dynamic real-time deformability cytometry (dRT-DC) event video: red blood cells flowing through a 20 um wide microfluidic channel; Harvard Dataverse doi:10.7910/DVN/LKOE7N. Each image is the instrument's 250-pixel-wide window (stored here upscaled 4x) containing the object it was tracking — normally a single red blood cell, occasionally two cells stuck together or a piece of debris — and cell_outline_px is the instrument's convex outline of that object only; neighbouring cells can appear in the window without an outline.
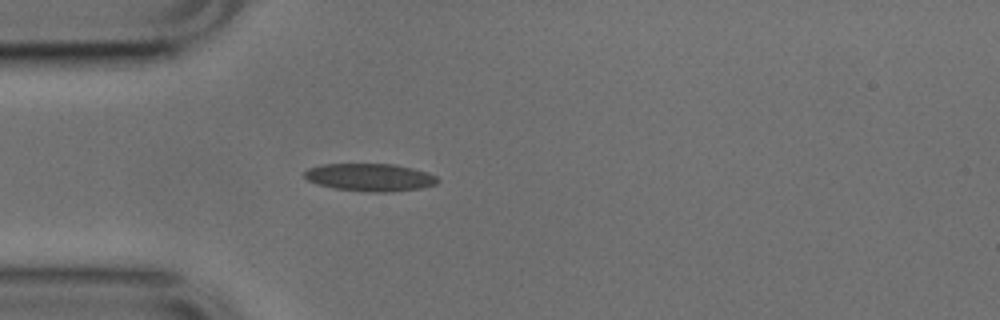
{"species": "common noctule bat (a hibernating species)", "species_latin": "Nyctalus noctula", "temperature_condition": "cold", "stored_images_in_passage": 38, "camera_frame_rate_fps": 3000, "um_per_image_px": 0.085, "animal": {"sex": "male", "body_mass_g": 17.9, "forearm_length_mm": 54.2}, "frame": {"image": 1, "passage_image": 1, "time_ms": 0.0, "image_size_px": [1000, 320], "cell_outline_px": [[440, 180], [436, 184], [420, 188], [388, 192], [372, 192], [336, 188], [316, 184], [308, 180], [304, 176], [304, 172], [308, 168], [320, 164], [392, 164], [412, 168], [428, 172], [436, 176]], "centroid_in_image_um": [31.44, 15.06], "position_along_channel_um": 53.6, "area_um2": 21.39}}
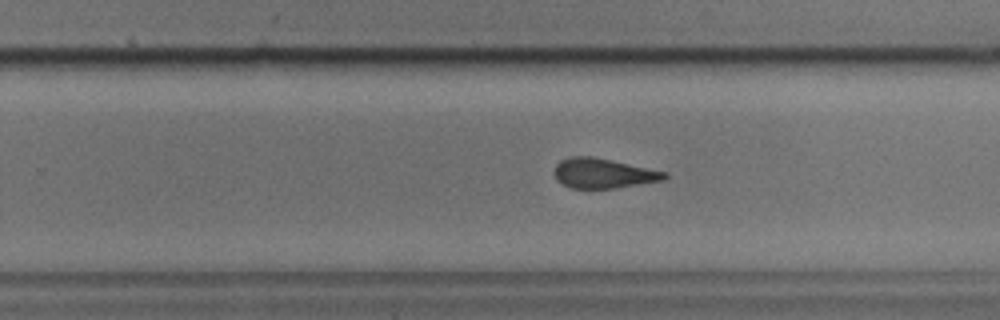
{"frame": {"image": 2, "passage_image": 19, "time_ms": 6.0, "image_size_px": [1000, 320], "cell_outline_px": [[668, 176], [664, 180], [616, 188], [572, 188], [556, 180], [552, 172], [556, 164], [560, 160], [568, 156], [592, 156], [612, 160], [668, 172]], "centroid_in_image_um": [51.25, 14.72], "position_along_channel_um": 278.5, "area_um2": 19.36}}
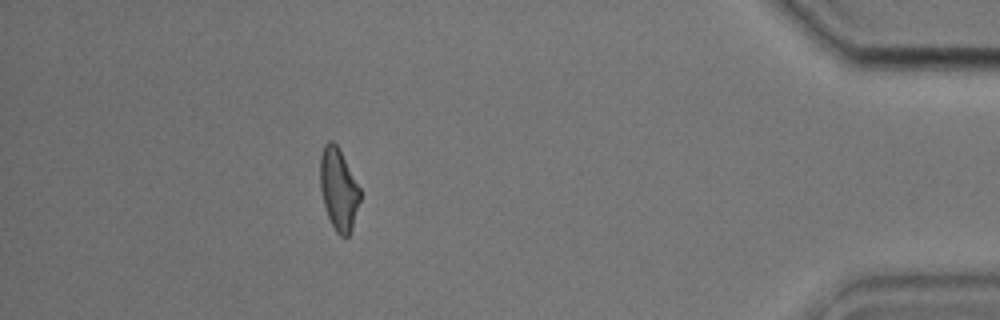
{"frame": {"image": 3, "passage_image": 33, "time_ms": 10.667, "image_size_px": [1000, 320], "cell_outline_px": [[360, 200], [352, 228], [348, 236], [340, 236], [336, 232], [328, 216], [324, 204], [320, 188], [320, 156], [324, 144], [328, 140], [332, 140], [336, 144], [360, 188]], "centroid_in_image_um": [28.77, 16.08], "position_along_channel_um": 406.4, "area_um2": 18.79}, "authors_computed_cell_mechanics": {"area_um2": 20.1722, "velocity_mm_per_s": 3.8412, "shape_relaxation_time_tau1_ms": 11.3202, "shape_relaxation_time_tau2_ms": 1.9634, "deformation_change_tau1": 0.2115, "deformation_change_tau2": 0.1043}}